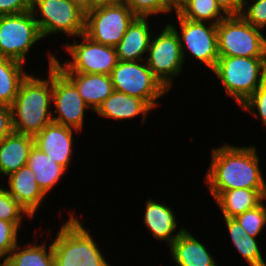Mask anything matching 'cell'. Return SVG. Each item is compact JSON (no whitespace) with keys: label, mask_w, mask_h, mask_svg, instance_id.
<instances>
[{"label":"cell","mask_w":266,"mask_h":266,"mask_svg":"<svg viewBox=\"0 0 266 266\" xmlns=\"http://www.w3.org/2000/svg\"><path fill=\"white\" fill-rule=\"evenodd\" d=\"M89 232L71 211L53 238L55 266H110Z\"/></svg>","instance_id":"obj_3"},{"label":"cell","mask_w":266,"mask_h":266,"mask_svg":"<svg viewBox=\"0 0 266 266\" xmlns=\"http://www.w3.org/2000/svg\"><path fill=\"white\" fill-rule=\"evenodd\" d=\"M240 16L254 27L264 29L266 27V0H244Z\"/></svg>","instance_id":"obj_32"},{"label":"cell","mask_w":266,"mask_h":266,"mask_svg":"<svg viewBox=\"0 0 266 266\" xmlns=\"http://www.w3.org/2000/svg\"><path fill=\"white\" fill-rule=\"evenodd\" d=\"M27 165L35 174V180L46 196L54 186L58 185L57 183L61 181L67 171L35 144L29 153Z\"/></svg>","instance_id":"obj_23"},{"label":"cell","mask_w":266,"mask_h":266,"mask_svg":"<svg viewBox=\"0 0 266 266\" xmlns=\"http://www.w3.org/2000/svg\"><path fill=\"white\" fill-rule=\"evenodd\" d=\"M32 219L29 213L7 192L0 187V220L22 222L24 217Z\"/></svg>","instance_id":"obj_29"},{"label":"cell","mask_w":266,"mask_h":266,"mask_svg":"<svg viewBox=\"0 0 266 266\" xmlns=\"http://www.w3.org/2000/svg\"><path fill=\"white\" fill-rule=\"evenodd\" d=\"M75 5L79 6L85 12L90 11V0H71Z\"/></svg>","instance_id":"obj_39"},{"label":"cell","mask_w":266,"mask_h":266,"mask_svg":"<svg viewBox=\"0 0 266 266\" xmlns=\"http://www.w3.org/2000/svg\"><path fill=\"white\" fill-rule=\"evenodd\" d=\"M123 3V0H90V10L100 6L117 5Z\"/></svg>","instance_id":"obj_38"},{"label":"cell","mask_w":266,"mask_h":266,"mask_svg":"<svg viewBox=\"0 0 266 266\" xmlns=\"http://www.w3.org/2000/svg\"><path fill=\"white\" fill-rule=\"evenodd\" d=\"M74 131L79 133L77 129L52 122L34 137L35 145L57 164L68 170L71 166L72 154H74Z\"/></svg>","instance_id":"obj_14"},{"label":"cell","mask_w":266,"mask_h":266,"mask_svg":"<svg viewBox=\"0 0 266 266\" xmlns=\"http://www.w3.org/2000/svg\"><path fill=\"white\" fill-rule=\"evenodd\" d=\"M13 132L11 107L0 104V141Z\"/></svg>","instance_id":"obj_35"},{"label":"cell","mask_w":266,"mask_h":266,"mask_svg":"<svg viewBox=\"0 0 266 266\" xmlns=\"http://www.w3.org/2000/svg\"><path fill=\"white\" fill-rule=\"evenodd\" d=\"M76 88L85 103L95 112L114 91L110 75L61 72Z\"/></svg>","instance_id":"obj_18"},{"label":"cell","mask_w":266,"mask_h":266,"mask_svg":"<svg viewBox=\"0 0 266 266\" xmlns=\"http://www.w3.org/2000/svg\"><path fill=\"white\" fill-rule=\"evenodd\" d=\"M0 266H11L7 260H0Z\"/></svg>","instance_id":"obj_40"},{"label":"cell","mask_w":266,"mask_h":266,"mask_svg":"<svg viewBox=\"0 0 266 266\" xmlns=\"http://www.w3.org/2000/svg\"><path fill=\"white\" fill-rule=\"evenodd\" d=\"M227 231L236 250L250 266H266L257 239L241 227L236 218H224Z\"/></svg>","instance_id":"obj_24"},{"label":"cell","mask_w":266,"mask_h":266,"mask_svg":"<svg viewBox=\"0 0 266 266\" xmlns=\"http://www.w3.org/2000/svg\"><path fill=\"white\" fill-rule=\"evenodd\" d=\"M176 24H169L177 31L180 40L181 52L185 61L186 53L192 55L193 59H197L205 67L215 68L219 58L217 43V25L208 22H195L183 18L180 14H176ZM173 24V25H172ZM179 29V30H178ZM180 31V33H179ZM185 50H188L185 52Z\"/></svg>","instance_id":"obj_11"},{"label":"cell","mask_w":266,"mask_h":266,"mask_svg":"<svg viewBox=\"0 0 266 266\" xmlns=\"http://www.w3.org/2000/svg\"><path fill=\"white\" fill-rule=\"evenodd\" d=\"M180 15L190 21L216 25L228 16L215 0H191Z\"/></svg>","instance_id":"obj_27"},{"label":"cell","mask_w":266,"mask_h":266,"mask_svg":"<svg viewBox=\"0 0 266 266\" xmlns=\"http://www.w3.org/2000/svg\"><path fill=\"white\" fill-rule=\"evenodd\" d=\"M255 146H236L228 143L211 149V163L204 183L214 199L231 189H266Z\"/></svg>","instance_id":"obj_1"},{"label":"cell","mask_w":266,"mask_h":266,"mask_svg":"<svg viewBox=\"0 0 266 266\" xmlns=\"http://www.w3.org/2000/svg\"><path fill=\"white\" fill-rule=\"evenodd\" d=\"M49 55L48 78L30 75L21 82L11 106L14 132L35 137L52 120L53 65L55 55ZM51 107V108H50Z\"/></svg>","instance_id":"obj_2"},{"label":"cell","mask_w":266,"mask_h":266,"mask_svg":"<svg viewBox=\"0 0 266 266\" xmlns=\"http://www.w3.org/2000/svg\"><path fill=\"white\" fill-rule=\"evenodd\" d=\"M212 72L241 106L266 78V57L219 56Z\"/></svg>","instance_id":"obj_4"},{"label":"cell","mask_w":266,"mask_h":266,"mask_svg":"<svg viewBox=\"0 0 266 266\" xmlns=\"http://www.w3.org/2000/svg\"><path fill=\"white\" fill-rule=\"evenodd\" d=\"M35 144L33 136L11 133L0 141V172L9 176L26 166L29 153Z\"/></svg>","instance_id":"obj_21"},{"label":"cell","mask_w":266,"mask_h":266,"mask_svg":"<svg viewBox=\"0 0 266 266\" xmlns=\"http://www.w3.org/2000/svg\"><path fill=\"white\" fill-rule=\"evenodd\" d=\"M169 248L176 266H218L209 249L187 229Z\"/></svg>","instance_id":"obj_20"},{"label":"cell","mask_w":266,"mask_h":266,"mask_svg":"<svg viewBox=\"0 0 266 266\" xmlns=\"http://www.w3.org/2000/svg\"><path fill=\"white\" fill-rule=\"evenodd\" d=\"M31 11L43 38L61 33L77 38L85 33L86 12L71 0H32Z\"/></svg>","instance_id":"obj_6"},{"label":"cell","mask_w":266,"mask_h":266,"mask_svg":"<svg viewBox=\"0 0 266 266\" xmlns=\"http://www.w3.org/2000/svg\"><path fill=\"white\" fill-rule=\"evenodd\" d=\"M8 177L7 192L29 213L33 218L35 212L44 205L46 195L40 189L35 174L28 165L21 167Z\"/></svg>","instance_id":"obj_16"},{"label":"cell","mask_w":266,"mask_h":266,"mask_svg":"<svg viewBox=\"0 0 266 266\" xmlns=\"http://www.w3.org/2000/svg\"><path fill=\"white\" fill-rule=\"evenodd\" d=\"M136 17H154L158 14H166L164 0H123Z\"/></svg>","instance_id":"obj_33"},{"label":"cell","mask_w":266,"mask_h":266,"mask_svg":"<svg viewBox=\"0 0 266 266\" xmlns=\"http://www.w3.org/2000/svg\"><path fill=\"white\" fill-rule=\"evenodd\" d=\"M31 7L32 0H0V15L27 12Z\"/></svg>","instance_id":"obj_34"},{"label":"cell","mask_w":266,"mask_h":266,"mask_svg":"<svg viewBox=\"0 0 266 266\" xmlns=\"http://www.w3.org/2000/svg\"><path fill=\"white\" fill-rule=\"evenodd\" d=\"M43 39L32 11L0 15V58L26 64L31 47Z\"/></svg>","instance_id":"obj_10"},{"label":"cell","mask_w":266,"mask_h":266,"mask_svg":"<svg viewBox=\"0 0 266 266\" xmlns=\"http://www.w3.org/2000/svg\"><path fill=\"white\" fill-rule=\"evenodd\" d=\"M46 243L33 241L22 248L18 243L6 260L11 266H55L52 242L48 246Z\"/></svg>","instance_id":"obj_25"},{"label":"cell","mask_w":266,"mask_h":266,"mask_svg":"<svg viewBox=\"0 0 266 266\" xmlns=\"http://www.w3.org/2000/svg\"><path fill=\"white\" fill-rule=\"evenodd\" d=\"M24 64L9 58H0V104L11 107L21 82L28 76Z\"/></svg>","instance_id":"obj_26"},{"label":"cell","mask_w":266,"mask_h":266,"mask_svg":"<svg viewBox=\"0 0 266 266\" xmlns=\"http://www.w3.org/2000/svg\"><path fill=\"white\" fill-rule=\"evenodd\" d=\"M145 204L144 225L154 239L166 241L170 246L185 230V227L182 226L179 230L177 229L179 226L176 220L177 216L170 206L149 197Z\"/></svg>","instance_id":"obj_15"},{"label":"cell","mask_w":266,"mask_h":266,"mask_svg":"<svg viewBox=\"0 0 266 266\" xmlns=\"http://www.w3.org/2000/svg\"><path fill=\"white\" fill-rule=\"evenodd\" d=\"M190 1L191 0H164L167 12H175V14H180Z\"/></svg>","instance_id":"obj_37"},{"label":"cell","mask_w":266,"mask_h":266,"mask_svg":"<svg viewBox=\"0 0 266 266\" xmlns=\"http://www.w3.org/2000/svg\"><path fill=\"white\" fill-rule=\"evenodd\" d=\"M266 199V189H231L222 191L216 198L224 218L237 215L260 205Z\"/></svg>","instance_id":"obj_22"},{"label":"cell","mask_w":266,"mask_h":266,"mask_svg":"<svg viewBox=\"0 0 266 266\" xmlns=\"http://www.w3.org/2000/svg\"><path fill=\"white\" fill-rule=\"evenodd\" d=\"M110 76L115 91L140 98L153 109L159 105L157 100L168 93L153 75L145 60L118 61Z\"/></svg>","instance_id":"obj_9"},{"label":"cell","mask_w":266,"mask_h":266,"mask_svg":"<svg viewBox=\"0 0 266 266\" xmlns=\"http://www.w3.org/2000/svg\"><path fill=\"white\" fill-rule=\"evenodd\" d=\"M240 223L241 227L251 237H257L260 232H263L266 226V205L265 200L257 207L247 210L235 217Z\"/></svg>","instance_id":"obj_28"},{"label":"cell","mask_w":266,"mask_h":266,"mask_svg":"<svg viewBox=\"0 0 266 266\" xmlns=\"http://www.w3.org/2000/svg\"><path fill=\"white\" fill-rule=\"evenodd\" d=\"M148 17H135L121 41L115 46L119 61L146 60L152 29ZM152 32V33H151Z\"/></svg>","instance_id":"obj_17"},{"label":"cell","mask_w":266,"mask_h":266,"mask_svg":"<svg viewBox=\"0 0 266 266\" xmlns=\"http://www.w3.org/2000/svg\"><path fill=\"white\" fill-rule=\"evenodd\" d=\"M52 120L82 132L85 112L91 108L77 88L53 65Z\"/></svg>","instance_id":"obj_13"},{"label":"cell","mask_w":266,"mask_h":266,"mask_svg":"<svg viewBox=\"0 0 266 266\" xmlns=\"http://www.w3.org/2000/svg\"><path fill=\"white\" fill-rule=\"evenodd\" d=\"M135 17L125 3L96 7L86 12L84 34L97 43L115 47Z\"/></svg>","instance_id":"obj_12"},{"label":"cell","mask_w":266,"mask_h":266,"mask_svg":"<svg viewBox=\"0 0 266 266\" xmlns=\"http://www.w3.org/2000/svg\"><path fill=\"white\" fill-rule=\"evenodd\" d=\"M160 28L162 30L156 36L153 30L154 36L152 34L145 61L153 75L170 91L185 62L177 31L169 23Z\"/></svg>","instance_id":"obj_8"},{"label":"cell","mask_w":266,"mask_h":266,"mask_svg":"<svg viewBox=\"0 0 266 266\" xmlns=\"http://www.w3.org/2000/svg\"><path fill=\"white\" fill-rule=\"evenodd\" d=\"M252 116L262 120L266 127V78L255 92L240 106Z\"/></svg>","instance_id":"obj_31"},{"label":"cell","mask_w":266,"mask_h":266,"mask_svg":"<svg viewBox=\"0 0 266 266\" xmlns=\"http://www.w3.org/2000/svg\"><path fill=\"white\" fill-rule=\"evenodd\" d=\"M152 110L146 101L114 90L95 112L101 117L115 121L134 119L141 114L143 124Z\"/></svg>","instance_id":"obj_19"},{"label":"cell","mask_w":266,"mask_h":266,"mask_svg":"<svg viewBox=\"0 0 266 266\" xmlns=\"http://www.w3.org/2000/svg\"><path fill=\"white\" fill-rule=\"evenodd\" d=\"M219 7L228 15H241L244 0H215Z\"/></svg>","instance_id":"obj_36"},{"label":"cell","mask_w":266,"mask_h":266,"mask_svg":"<svg viewBox=\"0 0 266 266\" xmlns=\"http://www.w3.org/2000/svg\"><path fill=\"white\" fill-rule=\"evenodd\" d=\"M83 42L68 41L65 43L64 49L69 53L70 60L61 63L57 56L54 60V66L60 72H81L88 74H106L110 75L112 69L118 63L116 48L109 45L97 43L87 37L85 34L78 36Z\"/></svg>","instance_id":"obj_7"},{"label":"cell","mask_w":266,"mask_h":266,"mask_svg":"<svg viewBox=\"0 0 266 266\" xmlns=\"http://www.w3.org/2000/svg\"><path fill=\"white\" fill-rule=\"evenodd\" d=\"M21 226H24L22 222L0 220V260H6L19 243L18 238Z\"/></svg>","instance_id":"obj_30"},{"label":"cell","mask_w":266,"mask_h":266,"mask_svg":"<svg viewBox=\"0 0 266 266\" xmlns=\"http://www.w3.org/2000/svg\"><path fill=\"white\" fill-rule=\"evenodd\" d=\"M240 15H230L217 24L219 56L266 57V37Z\"/></svg>","instance_id":"obj_5"}]
</instances>
